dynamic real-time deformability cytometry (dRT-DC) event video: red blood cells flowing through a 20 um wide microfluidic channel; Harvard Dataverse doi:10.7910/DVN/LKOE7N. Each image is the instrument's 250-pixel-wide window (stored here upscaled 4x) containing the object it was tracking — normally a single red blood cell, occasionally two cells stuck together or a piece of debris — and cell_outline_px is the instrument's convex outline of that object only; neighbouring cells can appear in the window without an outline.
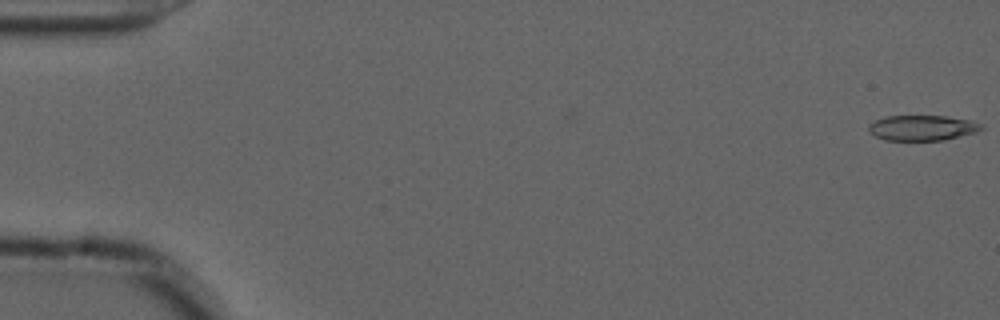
{"species": "common noctule bat (a hibernating species)", "species_latin": "Nyctalus noctula", "temperature_condition": "cold", "stored_images_in_passage": 11, "camera_frame_rate_fps": 3000, "um_per_image_px": 0.085, "animal": {"sex": "male", "forearm_length_mm": 52.5}, "frame": {"image": 1, "passage_image": 1, "time_ms": 0.0, "image_size_px": [1000, 320], "cell_outline_px": [[984, 128], [976, 132], [944, 140], [884, 140], [868, 132], [868, 124], [884, 116], [944, 116], [968, 120], [984, 124]], "centroid_in_image_um": [78.37, 10.87], "position_along_channel_um": 6.6, "area_um2": 16.65}}